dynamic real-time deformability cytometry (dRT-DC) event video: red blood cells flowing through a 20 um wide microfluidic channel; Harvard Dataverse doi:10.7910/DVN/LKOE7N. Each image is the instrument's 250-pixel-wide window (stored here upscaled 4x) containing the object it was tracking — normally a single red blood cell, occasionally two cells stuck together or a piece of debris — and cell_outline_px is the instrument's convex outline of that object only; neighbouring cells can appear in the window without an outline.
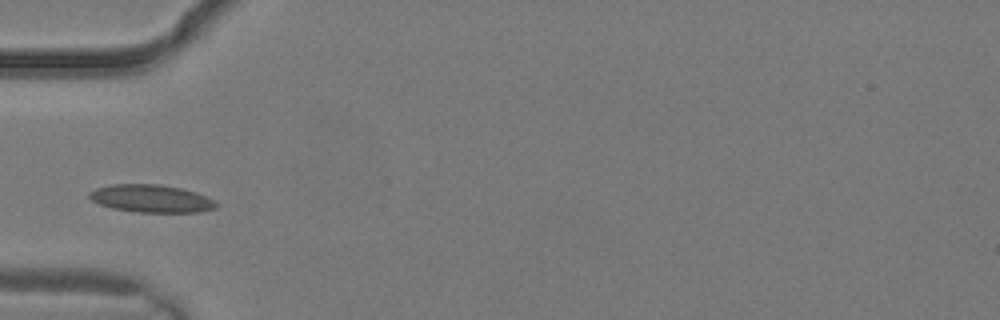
{"species": "common noctule bat (a hibernating species)", "species_latin": "Nyctalus noctula", "temperature_condition": "warm", "stored_images_in_passage": 1, "camera_frame_rate_fps": 3000, "um_per_image_px": 0.085, "animal": {"sex": "male", "body_mass_g": 19.2, "forearm_length_mm": 51.8}, "frame": {"image": 1, "passage_image": 1, "time_ms": 0.0, "image_size_px": [1000, 320], "cell_outline_px": [[216, 208], [200, 212], [136, 212], [112, 208], [100, 204], [92, 200], [88, 196], [88, 192], [96, 188], [112, 184], [160, 184], [180, 188], [196, 192], [212, 200], [216, 204]], "centroid_in_image_um": [12.81, 16.87], "position_along_channel_um": 72.2, "area_um2": 20.35}}